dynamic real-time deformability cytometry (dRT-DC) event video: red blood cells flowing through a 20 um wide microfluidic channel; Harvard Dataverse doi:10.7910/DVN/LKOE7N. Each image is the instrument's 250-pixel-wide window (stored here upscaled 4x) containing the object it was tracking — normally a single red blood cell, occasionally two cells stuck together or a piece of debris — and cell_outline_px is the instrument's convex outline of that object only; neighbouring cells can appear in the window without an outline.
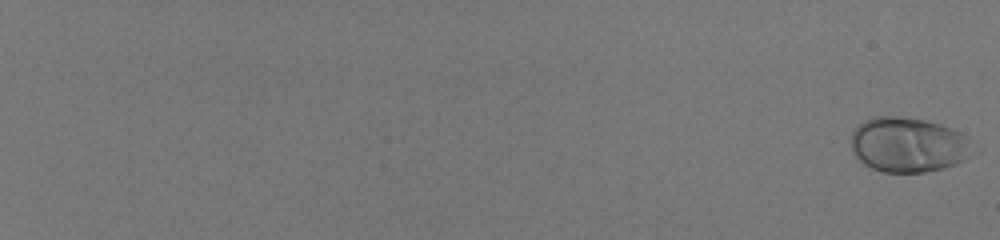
{"species": "human", "species_latin": "Homo sapiens", "temperature_condition": "room temperature", "stored_images_in_passage": 57, "camera_frame_rate_fps": 3000, "um_per_image_px": 0.085, "donor": {"sex": "male"}, "frame": {"image": 1, "passage_image": 1, "time_ms": 0.0, "image_size_px": [1000, 240], "cell_outline_px": [[964, 160], [956, 164], [924, 172], [884, 172], [872, 168], [864, 164], [852, 152], [852, 132], [856, 124], [872, 116], [900, 116], [924, 120], [940, 124], [960, 132], [964, 136]], "centroid_in_image_um": [77.03, 12.28], "position_along_channel_um": 8.0, "area_um2": 37.97}}
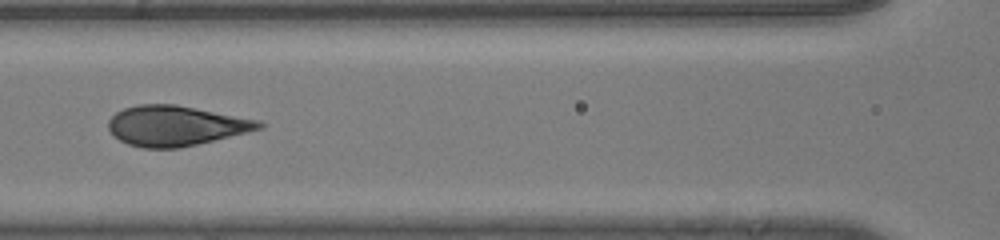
{"frame": {"image": 2, "passage_image": 33, "time_ms": 10.667, "image_size_px": [1000, 240], "cell_outline_px": [[264, 128], [180, 148], [140, 148], [128, 144], [112, 136], [108, 128], [108, 120], [116, 112], [124, 108], [136, 104], [176, 104], [260, 120], [264, 124]], "centroid_in_image_um": [14.91, 10.68], "position_along_channel_um": 151.7, "area_um2": 35.37}}
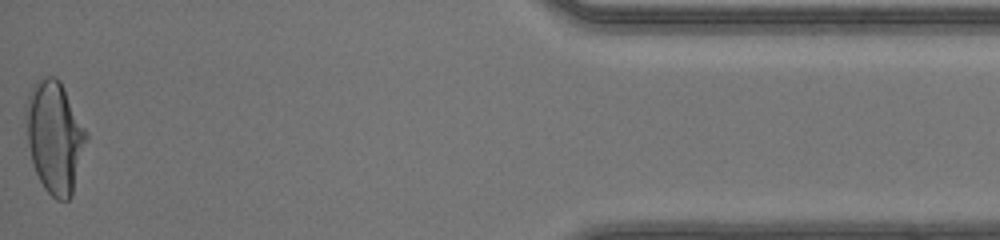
{"frame": {"image": 3, "passage_image": 57, "time_ms": 18.667, "image_size_px": [1000, 240], "cell_outline_px": [[88, 140], [72, 196], [68, 200], [56, 200], [44, 188], [32, 164], [28, 144], [24, 120], [24, 104], [28, 92], [32, 84], [36, 80], [48, 76], [56, 76], [60, 80], [88, 132]], "centroid_in_image_um": [4.63, 11.61], "position_along_channel_um": 430.6, "area_um2": 40.23}, "authors_computed_cell_mechanics": {"area_um2": 36.0672, "velocity_mm_per_s": 4.1691, "shape_relaxation_time_tau1_ms": 4.7992, "shape_relaxation_time_tau2_ms": null, "deformation_change_tau1": 0.2188, "deformation_change_tau2": null}}